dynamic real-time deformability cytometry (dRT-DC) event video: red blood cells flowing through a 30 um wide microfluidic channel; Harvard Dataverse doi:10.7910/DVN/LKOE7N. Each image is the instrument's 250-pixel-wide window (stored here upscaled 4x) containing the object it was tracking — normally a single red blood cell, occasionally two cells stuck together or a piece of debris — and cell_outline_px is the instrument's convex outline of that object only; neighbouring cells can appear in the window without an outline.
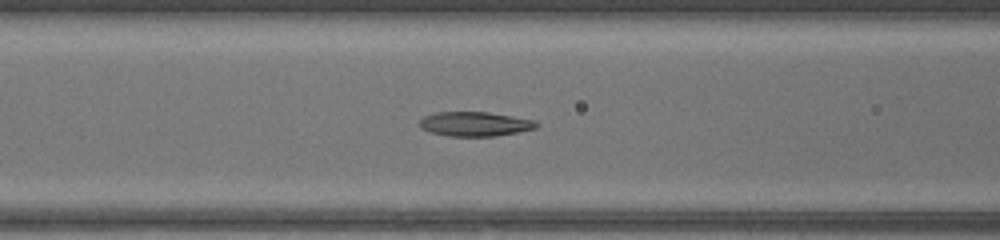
{"species": "common noctule bat (a hibernating species)", "species_latin": "Nyctalus noctula", "temperature_condition": "warm", "stored_images_in_passage": 48, "camera_frame_rate_fps": 3000, "um_per_image_px": 0.085, "animal": {"sex": "female", "body_mass_g": 17.0, "forearm_length_mm": 48.0}, "frame": {"image": 1, "passage_image": 21, "time_ms": 6.667, "image_size_px": [1000, 240], "cell_outline_px": [[540, 124], [536, 128], [520, 132], [496, 136], [448, 136], [428, 132], [420, 128], [416, 124], [424, 116], [436, 112], [488, 112], [536, 120]], "centroid_in_image_um": [40.35, 10.54], "position_along_channel_um": 126.2, "area_um2": 16.94}}
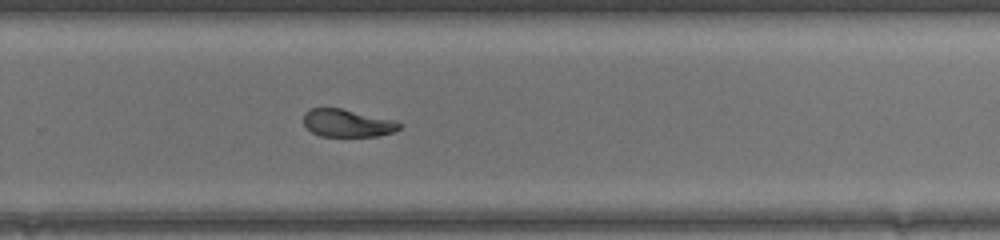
{"frame": {"image": 2, "passage_image": 33, "time_ms": 10.667, "image_size_px": [1000, 240], "cell_outline_px": [[404, 124], [400, 128], [392, 132], [380, 136], [320, 136], [312, 132], [304, 124], [304, 112], [312, 108], [340, 108], [396, 120]], "centroid_in_image_um": [29.56, 10.46], "position_along_channel_um": 300.2, "area_um2": 15.49}}
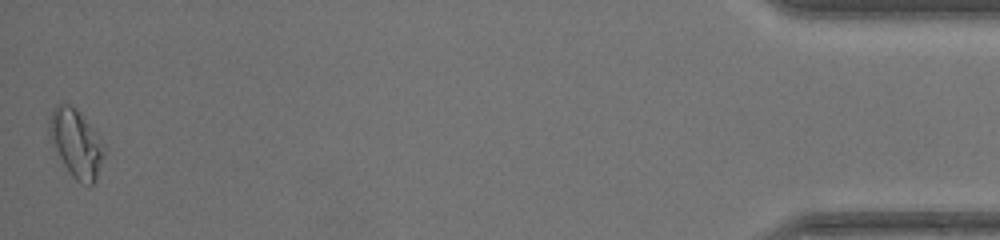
{"frame": {"image": 3, "passage_image": 48, "time_ms": 15.667, "image_size_px": [1000, 240], "cell_outline_px": [[104, 156], [96, 180], [92, 184], [80, 184], [72, 176], [64, 164], [48, 136], [48, 120], [56, 104], [60, 100], [72, 104], [84, 116], [96, 132], [104, 148]], "centroid_in_image_um": [6.45, 12.12], "position_along_channel_um": 428.8, "area_um2": 21.85}, "authors_computed_cell_mechanics": {"area_um2": 17.2244, "velocity_mm_per_s": 4.3612, "shape_relaxation_time_tau1_ms": 7.9955, "shape_relaxation_time_tau2_ms": 1.8946, "deformation_change_tau1": 0.2417, "deformation_change_tau2": 0.0644}}